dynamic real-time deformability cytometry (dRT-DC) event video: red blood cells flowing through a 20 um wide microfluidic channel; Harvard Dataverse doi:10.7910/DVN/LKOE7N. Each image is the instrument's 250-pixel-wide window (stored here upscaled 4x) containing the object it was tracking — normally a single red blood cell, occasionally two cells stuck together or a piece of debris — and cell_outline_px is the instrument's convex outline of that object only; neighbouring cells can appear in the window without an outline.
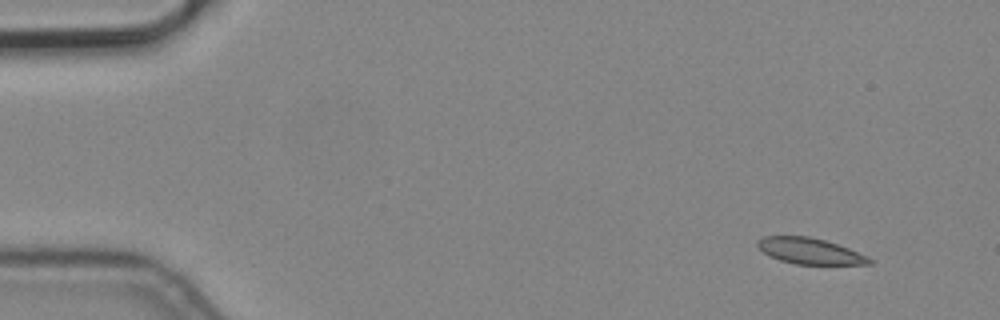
{"species": "common noctule bat (a hibernating species)", "species_latin": "Nyctalus noctula", "temperature_condition": "cold", "stored_images_in_passage": 8, "camera_frame_rate_fps": 3000, "um_per_image_px": 0.085, "animal": {"sex": "male", "body_mass_g": 19.2, "forearm_length_mm": 51.8}, "frame": {"image": 1, "passage_image": 1, "time_ms": 0.0, "image_size_px": [1000, 320], "cell_outline_px": [[872, 264], [796, 264], [780, 260], [768, 256], [756, 244], [756, 240], [764, 236], [808, 236], [824, 240], [848, 248], [872, 260]], "centroid_in_image_um": [68.76, 21.33], "position_along_channel_um": 16.2, "area_um2": 16.65}}
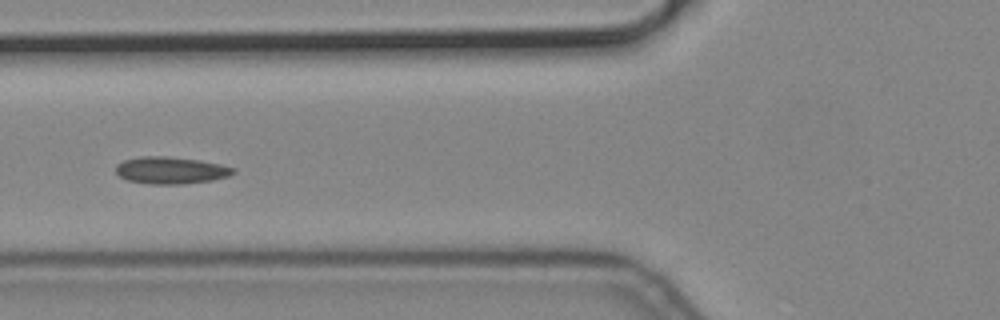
{"frame": {"image": 2, "passage_image": 6, "time_ms": 1.667, "image_size_px": [1000, 320], "cell_outline_px": [[236, 172], [228, 176], [212, 180], [184, 184], [148, 184], [128, 180], [120, 176], [116, 172], [116, 164], [124, 160], [140, 156], [168, 156], [200, 160], [220, 164], [236, 168]], "centroid_in_image_um": [14.53, 14.47], "position_along_channel_um": 111.3, "area_um2": 18.61}}
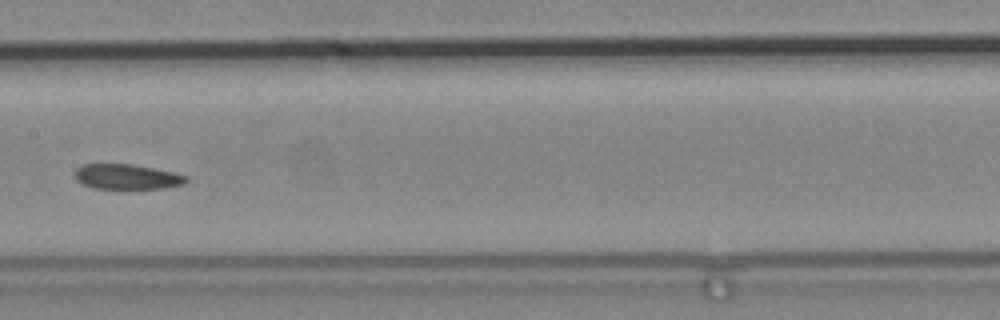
{"frame": {"image": 3, "passage_image": 8, "time_ms": 2.333, "image_size_px": [1000, 320], "cell_outline_px": [[188, 180], [184, 184], [164, 188], [92, 188], [76, 180], [76, 168], [84, 164], [132, 164], [172, 172], [188, 176]], "centroid_in_image_um": [10.8, 15.02], "position_along_channel_um": 196.6, "area_um2": 16.07}}